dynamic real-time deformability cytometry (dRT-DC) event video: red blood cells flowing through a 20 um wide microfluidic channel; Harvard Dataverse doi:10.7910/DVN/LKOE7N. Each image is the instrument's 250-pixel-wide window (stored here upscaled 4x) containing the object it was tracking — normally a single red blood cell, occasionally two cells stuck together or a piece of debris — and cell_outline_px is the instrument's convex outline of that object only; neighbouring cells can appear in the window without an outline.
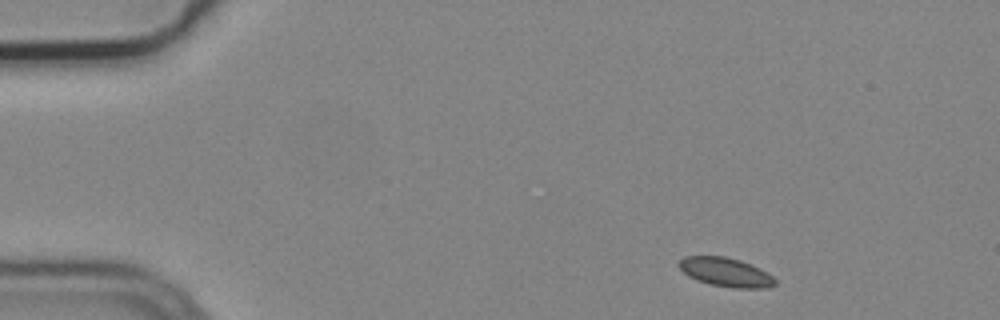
{"species": "common noctule bat (a hibernating species)", "species_latin": "Nyctalus noctula", "temperature_condition": "cold", "stored_images_in_passage": 5, "camera_frame_rate_fps": 3000, "um_per_image_px": 0.085, "animal": {"sex": "male", "body_mass_g": 19.2, "forearm_length_mm": 51.8}, "frame": {"image": 1, "passage_image": 1, "time_ms": 0.0, "image_size_px": [1000, 320], "cell_outline_px": [[776, 284], [768, 288], [732, 288], [712, 284], [696, 280], [688, 276], [680, 268], [680, 260], [684, 256], [724, 256], [740, 260], [752, 264], [760, 268], [772, 276], [776, 280]], "centroid_in_image_um": [61.72, 23.13], "position_along_channel_um": 23.3, "area_um2": 16.18}}
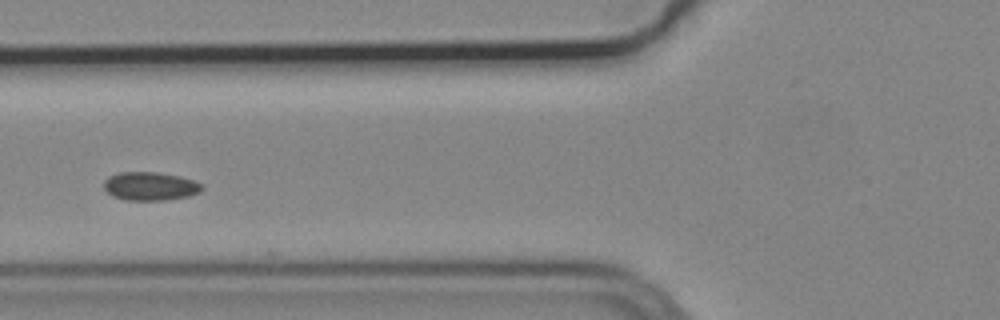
{"frame": {"image": 2, "passage_image": 5, "time_ms": 1.333, "image_size_px": [1000, 320], "cell_outline_px": [[204, 188], [200, 192], [188, 196], [164, 200], [124, 200], [112, 196], [104, 188], [104, 180], [108, 176], [120, 172], [156, 172], [180, 176], [192, 180], [200, 184]], "centroid_in_image_um": [12.74, 15.82], "position_along_channel_um": 113.1, "area_um2": 16.24}}